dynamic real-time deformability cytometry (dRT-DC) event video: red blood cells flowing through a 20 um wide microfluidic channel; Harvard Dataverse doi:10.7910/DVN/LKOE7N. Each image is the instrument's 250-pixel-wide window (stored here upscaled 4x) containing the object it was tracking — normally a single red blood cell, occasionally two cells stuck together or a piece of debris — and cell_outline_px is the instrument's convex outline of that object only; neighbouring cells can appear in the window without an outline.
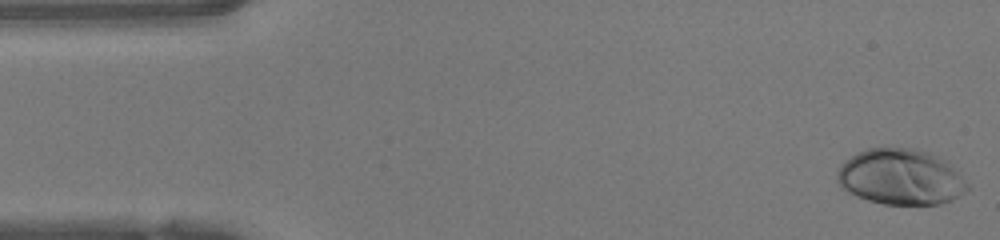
{"species": "human", "species_latin": "Homo sapiens", "temperature_condition": "warm", "stored_images_in_passage": 47, "camera_frame_rate_fps": 3000, "um_per_image_px": 0.085, "donor": {"sex": "female"}, "frame": {"image": 1, "passage_image": 1, "time_ms": 0.0, "image_size_px": [1000, 240], "cell_outline_px": [[968, 188], [964, 192], [952, 200], [940, 204], [884, 204], [868, 200], [856, 196], [840, 188], [836, 180], [836, 172], [856, 152], [868, 148], [912, 148], [928, 152], [936, 156], [968, 184]], "centroid_in_image_um": [76.48, 15.06], "position_along_channel_um": 8.5, "area_um2": 41.56}}
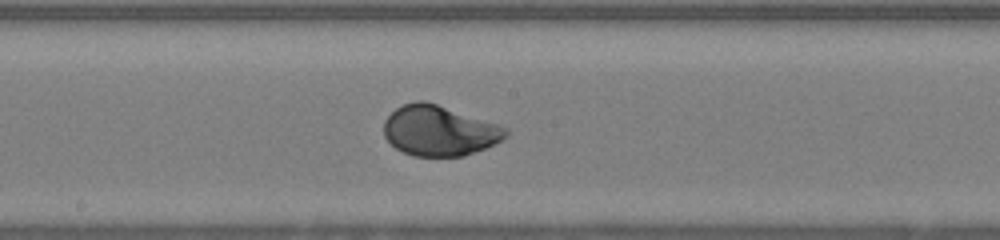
{"frame": {"image": 2, "passage_image": 24, "time_ms": 7.667, "image_size_px": [1000, 240], "cell_outline_px": [[508, 136], [484, 148], [464, 156], [412, 156], [396, 148], [384, 136], [384, 120], [396, 108], [404, 104], [416, 100], [424, 100], [508, 128]], "centroid_in_image_um": [37.3, 11.11], "position_along_channel_um": 210.9, "area_um2": 35.26}}
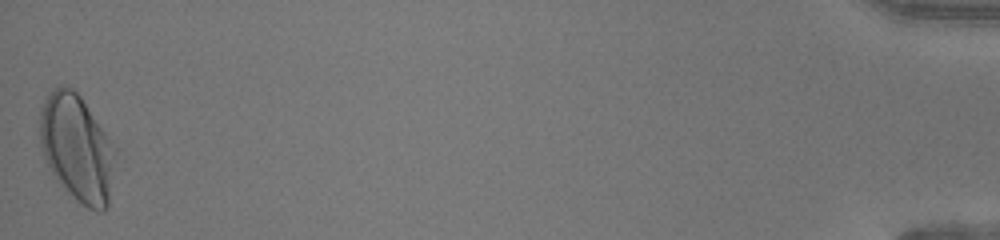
{"frame": {"image": 3, "passage_image": 47, "time_ms": 15.333, "image_size_px": [1000, 240], "cell_outline_px": [[108, 204], [104, 212], [96, 212], [80, 204], [68, 192], [52, 172], [44, 156], [40, 144], [40, 108], [48, 96], [60, 84], [64, 84], [72, 88], [80, 96], [104, 132], [108, 140]], "centroid_in_image_um": [6.41, 12.55], "position_along_channel_um": 428.8, "area_um2": 44.22}, "authors_computed_cell_mechanics": {"area_um2": 36.125, "velocity_mm_per_s": 4.2155, "shape_relaxation_time_tau1_ms": 2.5105, "shape_relaxation_time_tau2_ms": null, "deformation_change_tau1": 0.1739, "deformation_change_tau2": null}}